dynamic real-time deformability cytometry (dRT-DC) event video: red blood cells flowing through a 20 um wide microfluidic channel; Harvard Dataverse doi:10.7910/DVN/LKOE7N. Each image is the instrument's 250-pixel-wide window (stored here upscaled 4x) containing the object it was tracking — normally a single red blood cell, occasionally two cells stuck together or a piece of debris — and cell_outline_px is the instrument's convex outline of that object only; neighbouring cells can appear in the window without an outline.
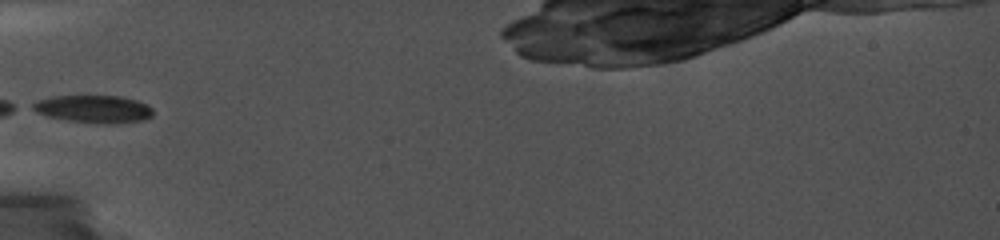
{"species": "common noctule bat (a hibernating species)", "species_latin": "Nyctalus noctula", "temperature_condition": "cold", "stored_images_in_passage": 4, "camera_frame_rate_fps": 5000, "um_per_image_px": 0.085, "animal": {"sex": "female", "body_mass_g": 19.0, "forearm_length_mm": 56.7}, "frame": {"image": 1, "passage_image": 1, "time_ms": 0.0, "image_size_px": [1000, 240], "cell_outline_px": [[152, 116], [140, 120], [68, 120], [48, 116], [32, 108], [28, 104], [36, 100], [52, 96], [120, 96], [136, 100], [152, 108]], "centroid_in_image_um": [7.85, 9.19], "position_along_channel_um": 77.1, "area_um2": 17.98}}